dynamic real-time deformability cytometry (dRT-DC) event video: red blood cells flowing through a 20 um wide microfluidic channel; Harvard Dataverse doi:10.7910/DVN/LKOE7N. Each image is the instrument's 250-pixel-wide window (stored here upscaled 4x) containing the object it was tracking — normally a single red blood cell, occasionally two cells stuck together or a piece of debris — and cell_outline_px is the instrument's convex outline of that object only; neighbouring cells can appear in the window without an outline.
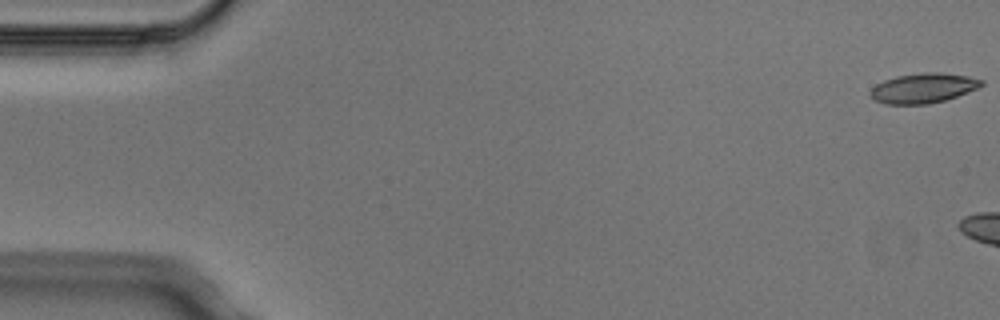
{"species": "Egyptian fruit bat (a non-hibernating species)", "species_latin": "Rousettus aegyptiacus", "temperature_condition": "cold", "stored_images_in_passage": 6, "camera_frame_rate_fps": 3000, "um_per_image_px": 0.085, "animal": {"sex": "male"}, "frame": {"image": 1, "passage_image": 1, "time_ms": 0.0, "image_size_px": [1000, 320], "cell_outline_px": [[984, 84], [980, 88], [944, 100], [928, 104], [884, 104], [876, 100], [868, 92], [876, 84], [884, 80], [896, 76], [924, 72], [940, 72], [968, 76], [984, 80]], "centroid_in_image_um": [78.5, 7.48], "position_along_channel_um": 6.5, "area_um2": 19.36}}
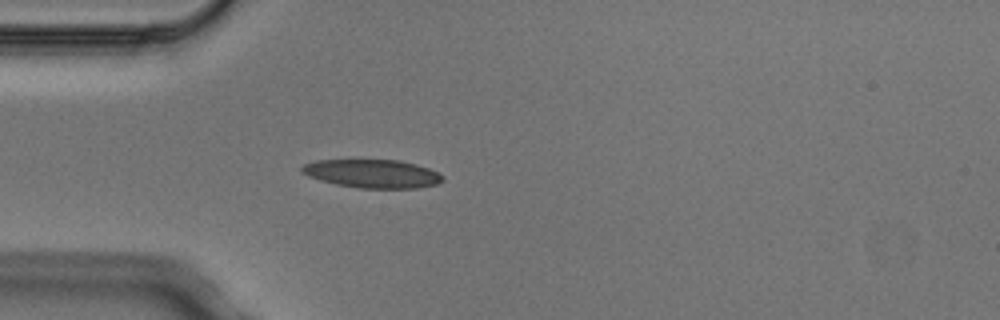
{"frame": {"image": 2, "passage_image": 6, "time_ms": 1.667, "image_size_px": [1000, 320], "cell_outline_px": [[444, 180], [436, 184], [416, 188], [360, 188], [336, 184], [320, 180], [308, 176], [300, 172], [300, 168], [304, 164], [316, 160], [400, 160], [416, 164], [440, 172], [444, 176]], "centroid_in_image_um": [31.66, 14.76], "position_along_channel_um": 53.3, "area_um2": 23.41}}